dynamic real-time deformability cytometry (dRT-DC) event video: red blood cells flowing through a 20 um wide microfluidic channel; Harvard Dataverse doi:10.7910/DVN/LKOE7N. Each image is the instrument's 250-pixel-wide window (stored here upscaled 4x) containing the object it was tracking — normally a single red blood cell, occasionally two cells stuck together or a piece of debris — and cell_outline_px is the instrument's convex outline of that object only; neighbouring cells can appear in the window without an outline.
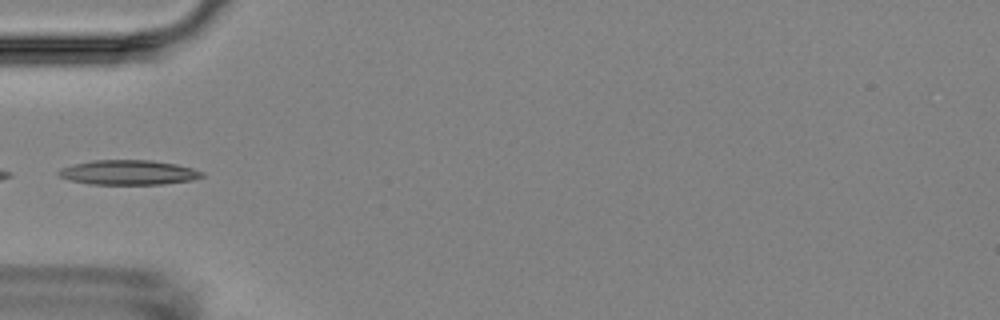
{"species": "Egyptian fruit bat (a non-hibernating species)", "species_latin": "Rousettus aegyptiacus", "temperature_condition": "room temperature", "stored_images_in_passage": 10, "camera_frame_rate_fps": 3000, "um_per_image_px": 0.085, "animal": {"sex": "female"}, "frame": {"image": 1, "passage_image": 4, "time_ms": 3.667, "image_size_px": [1000, 320], "cell_outline_px": [[204, 176], [192, 180], [164, 184], [88, 184], [68, 180], [60, 176], [56, 172], [60, 168], [92, 160], [152, 160], [176, 164], [192, 168], [204, 172]], "centroid_in_image_um": [10.92, 14.66], "position_along_channel_um": 74.1, "area_um2": 20.69}}
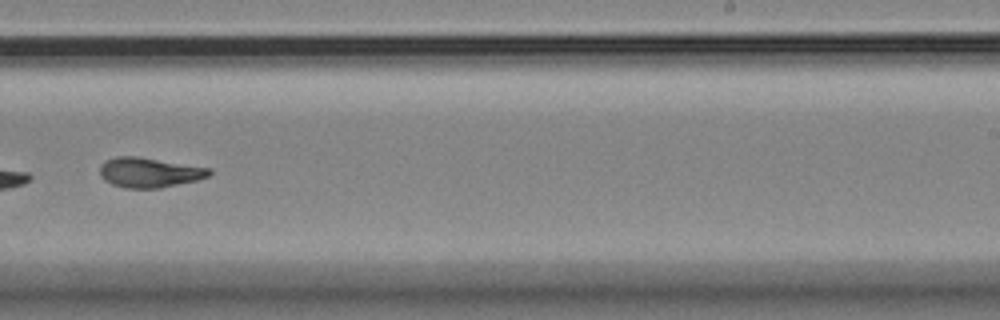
{"frame": {"image": 2, "passage_image": 9, "time_ms": 9.333, "image_size_px": [1000, 320], "cell_outline_px": [[212, 172], [208, 176], [196, 180], [160, 188], [124, 188], [112, 184], [104, 180], [100, 176], [100, 164], [104, 160], [116, 156], [140, 156], [212, 168]], "centroid_in_image_um": [12.67, 14.64], "position_along_channel_um": 276.3, "area_um2": 19.31}}
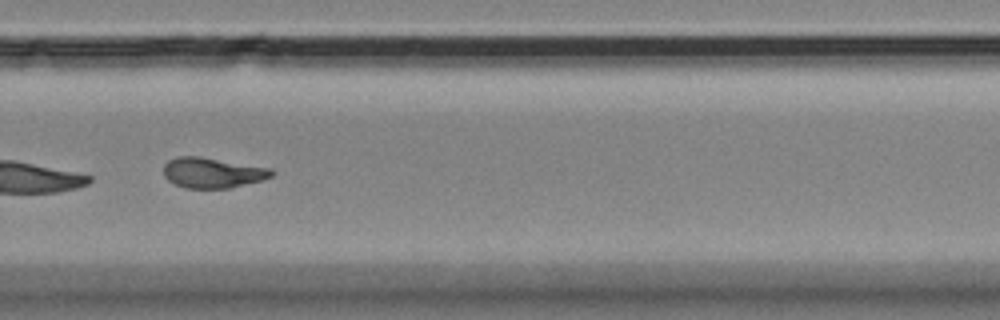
{"frame": {"image": 3, "passage_image": 10, "time_ms": 10.333, "image_size_px": [1000, 320], "cell_outline_px": [[272, 176], [264, 180], [228, 188], [184, 188], [168, 180], [164, 176], [164, 164], [168, 160], [176, 156], [200, 156], [272, 168]], "centroid_in_image_um": [18.05, 14.67], "position_along_channel_um": 311.7, "area_um2": 19.19}}